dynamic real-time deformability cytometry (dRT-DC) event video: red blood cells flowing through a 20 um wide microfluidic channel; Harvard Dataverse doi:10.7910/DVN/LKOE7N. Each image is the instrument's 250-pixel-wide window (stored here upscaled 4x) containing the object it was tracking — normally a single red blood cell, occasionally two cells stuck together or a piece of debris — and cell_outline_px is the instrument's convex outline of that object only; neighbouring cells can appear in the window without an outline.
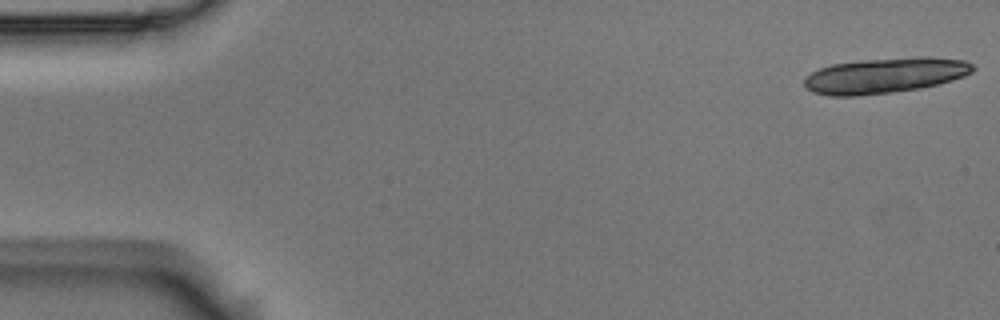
{"species": "Egyptian fruit bat (a non-hibernating species)", "species_latin": "Rousettus aegyptiacus", "temperature_condition": "room temperature", "stored_images_in_passage": 15, "camera_frame_rate_fps": 3000, "um_per_image_px": 0.085, "animal": {"sex": "male"}, "frame": {"image": 1, "passage_image": 1, "time_ms": 0.0, "image_size_px": [1000, 320], "cell_outline_px": [[976, 68], [972, 72], [964, 76], [952, 80], [920, 88], [892, 92], [856, 96], [828, 96], [812, 92], [804, 84], [804, 76], [820, 68], [832, 64], [860, 60], [916, 56], [928, 56], [964, 60], [972, 64]], "centroid_in_image_um": [75.21, 6.4], "position_along_channel_um": 9.8, "area_um2": 35.03}}